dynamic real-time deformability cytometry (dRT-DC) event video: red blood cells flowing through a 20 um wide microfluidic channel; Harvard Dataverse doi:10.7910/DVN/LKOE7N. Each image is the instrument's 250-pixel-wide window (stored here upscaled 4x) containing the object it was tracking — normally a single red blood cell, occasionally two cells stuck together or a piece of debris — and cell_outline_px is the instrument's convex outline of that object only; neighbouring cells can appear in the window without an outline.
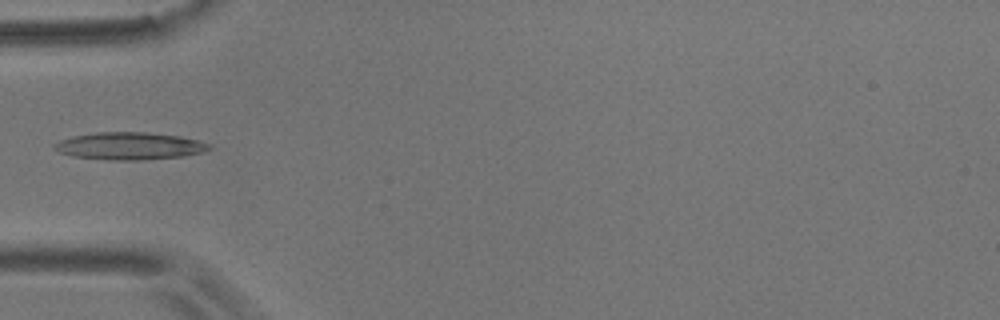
{"species": "common noctule bat (a hibernating species)", "species_latin": "Nyctalus noctula", "temperature_condition": "room temperature", "stored_images_in_passage": 8, "camera_frame_rate_fps": 3000, "um_per_image_px": 0.085, "animal": {"sex": "male", "body_mass_g": 17.9}, "frame": {"image": 1, "passage_image": 5, "time_ms": 4.667, "image_size_px": [1000, 320], "cell_outline_px": [[212, 148], [204, 152], [184, 156], [140, 160], [108, 160], [76, 156], [60, 152], [52, 148], [52, 144], [60, 140], [72, 136], [96, 132], [148, 132], [180, 136], [212, 144]], "centroid_in_image_um": [11.03, 12.4], "position_along_channel_um": 74.0, "area_um2": 24.8}}
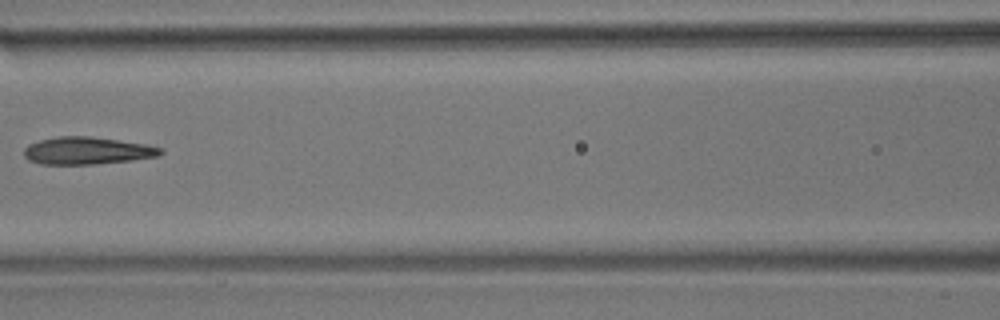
{"frame": {"image": 2, "passage_image": 7, "time_ms": 7.0, "image_size_px": [1000, 320], "cell_outline_px": [[164, 152], [160, 156], [132, 160], [96, 164], [40, 164], [28, 160], [24, 156], [24, 148], [28, 144], [40, 140], [60, 136], [92, 136], [144, 144], [160, 148]], "centroid_in_image_um": [7.39, 12.81], "position_along_channel_um": 159.2, "area_um2": 21.79}}
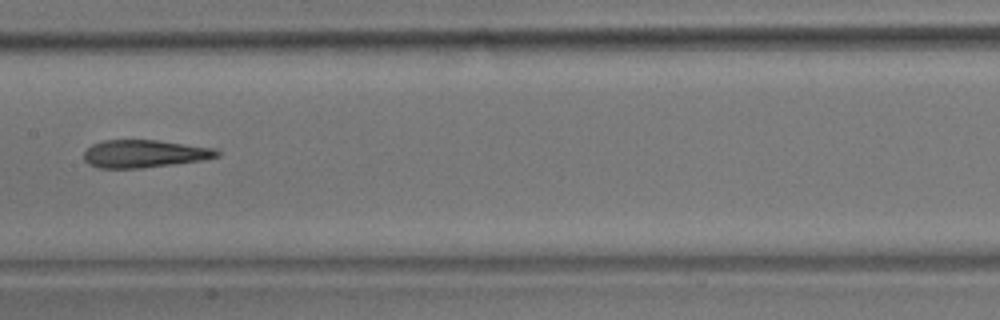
{"frame": {"image": 3, "passage_image": 8, "time_ms": 8.0, "image_size_px": [1000, 320], "cell_outline_px": [[220, 156], [204, 160], [144, 168], [100, 168], [88, 164], [84, 160], [84, 152], [92, 144], [104, 140], [156, 140], [216, 148], [220, 152]], "centroid_in_image_um": [12.29, 13.07], "position_along_channel_um": 195.1, "area_um2": 21.62}}